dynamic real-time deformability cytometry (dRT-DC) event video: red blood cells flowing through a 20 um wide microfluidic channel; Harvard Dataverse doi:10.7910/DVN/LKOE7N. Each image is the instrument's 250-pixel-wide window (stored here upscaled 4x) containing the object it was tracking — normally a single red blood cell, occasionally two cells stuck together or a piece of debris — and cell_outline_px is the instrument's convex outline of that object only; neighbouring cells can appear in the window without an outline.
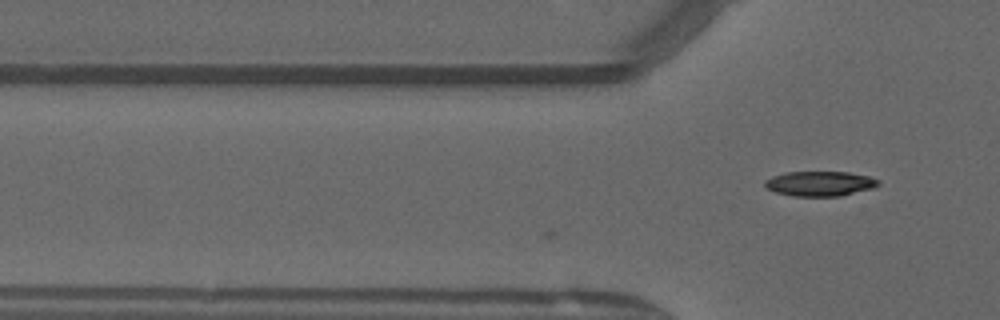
{"species": "common noctule bat (a hibernating species)", "species_latin": "Nyctalus noctula", "temperature_condition": "warm", "stored_images_in_passage": 12, "camera_frame_rate_fps": 3000, "um_per_image_px": 0.085, "animal": {"sex": "male", "forearm_length_mm": 52.5}, "frame": {"image": 1, "passage_image": 12, "time_ms": 3.667, "image_size_px": [1000, 320], "cell_outline_px": [[880, 184], [872, 188], [840, 196], [792, 196], [776, 192], [764, 188], [764, 180], [772, 176], [784, 172], [848, 172], [868, 176], [880, 180]], "centroid_in_image_um": [69.65, 15.6], "position_along_channel_um": 56.2, "area_um2": 16.53}}